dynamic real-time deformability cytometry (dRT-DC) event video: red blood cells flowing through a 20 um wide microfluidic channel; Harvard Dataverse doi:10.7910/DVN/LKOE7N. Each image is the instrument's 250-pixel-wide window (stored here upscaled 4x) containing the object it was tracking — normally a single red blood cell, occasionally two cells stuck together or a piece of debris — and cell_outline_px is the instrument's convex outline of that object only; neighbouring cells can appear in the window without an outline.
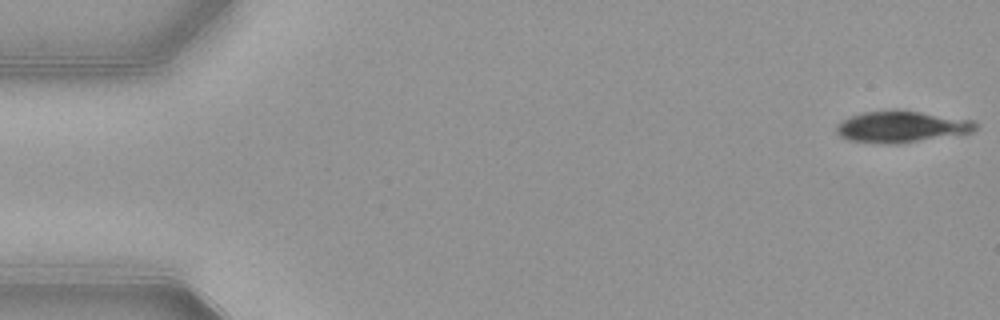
{"species": "common noctule bat (a hibernating species)", "species_latin": "Nyctalus noctula", "temperature_condition": "warm", "stored_images_in_passage": 53, "camera_frame_rate_fps": 3000, "um_per_image_px": 0.085, "animal": {"sex": "female", "body_mass_g": 21.9}, "frame": {"image": 1, "passage_image": 1, "time_ms": 0.0, "image_size_px": [1000, 320], "cell_outline_px": [[976, 128], [972, 132], [896, 144], [884, 144], [848, 140], [840, 136], [836, 132], [836, 124], [860, 112], [892, 108], [896, 108], [976, 120]], "centroid_in_image_um": [76.6, 10.74], "position_along_channel_um": 8.4, "area_um2": 25.89}}
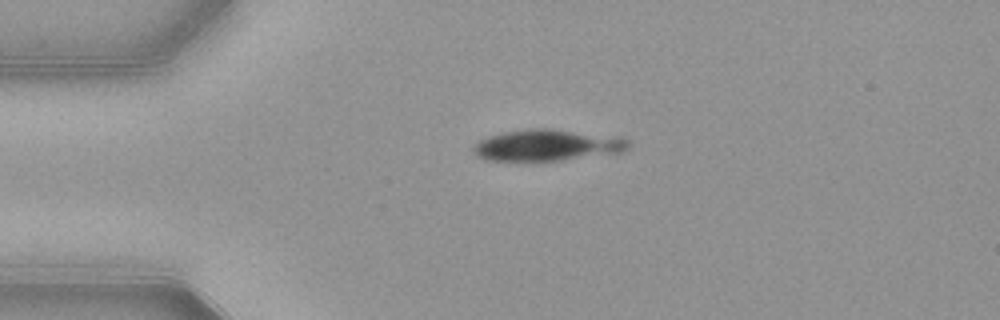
{"frame": {"image": 2, "passage_image": 12, "time_ms": 3.667, "image_size_px": [1000, 320], "cell_outline_px": [[632, 144], [624, 152], [560, 160], [488, 160], [476, 156], [472, 148], [480, 140], [488, 136], [504, 132], [532, 128], [552, 128], [624, 136]], "centroid_in_image_um": [46.61, 12.32], "position_along_channel_um": 38.4, "area_um2": 28.67}}
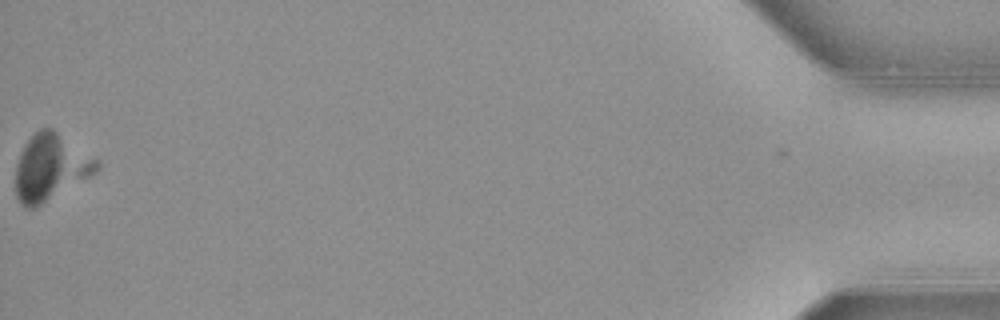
{"frame": {"image": 3, "passage_image": 53, "time_ms": 17.333, "image_size_px": [1000, 320], "cell_outline_px": [[100, 168], [96, 172], [36, 208], [24, 208], [20, 204], [16, 196], [16, 164], [20, 152], [24, 144], [40, 128], [52, 128], [100, 160]], "centroid_in_image_um": [4.29, 14.23], "position_along_channel_um": 430.9, "area_um2": 31.44}}